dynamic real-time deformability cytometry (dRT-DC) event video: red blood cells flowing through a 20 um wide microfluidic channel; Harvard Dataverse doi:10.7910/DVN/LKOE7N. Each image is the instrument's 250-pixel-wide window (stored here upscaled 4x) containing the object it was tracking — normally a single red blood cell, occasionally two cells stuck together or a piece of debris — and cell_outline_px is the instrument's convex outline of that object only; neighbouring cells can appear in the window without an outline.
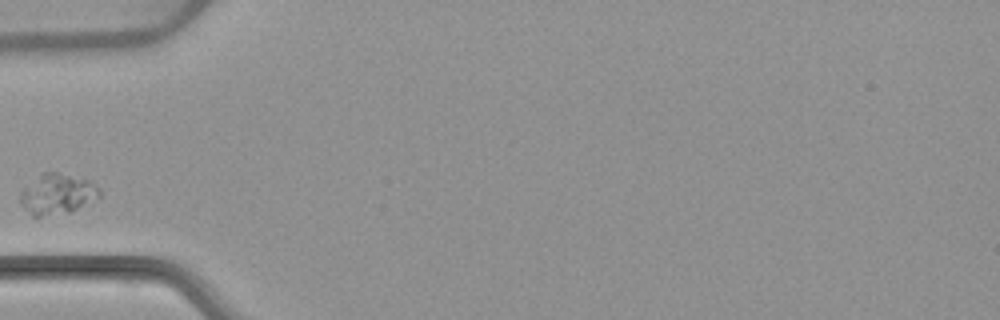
{"species": "common noctule bat (a hibernating species)", "species_latin": "Nyctalus noctula", "temperature_condition": "warm", "stored_images_in_passage": 1, "camera_frame_rate_fps": 3000, "um_per_image_px": 0.085, "animal": {"sex": "female", "body_mass_g": 22.7, "forearm_length_mm": 54.2}, "frame": {"image": 1, "passage_image": 1, "time_ms": 0.0, "image_size_px": [1000, 320], "cell_outline_px": [[100, 196], [68, 212], [40, 216], [32, 216], [20, 204], [20, 192], [24, 188], [44, 172], [56, 172], [88, 180], [96, 184], [100, 192]], "centroid_in_image_um": [4.84, 16.49], "position_along_channel_um": 80.2, "area_um2": 18.09}}